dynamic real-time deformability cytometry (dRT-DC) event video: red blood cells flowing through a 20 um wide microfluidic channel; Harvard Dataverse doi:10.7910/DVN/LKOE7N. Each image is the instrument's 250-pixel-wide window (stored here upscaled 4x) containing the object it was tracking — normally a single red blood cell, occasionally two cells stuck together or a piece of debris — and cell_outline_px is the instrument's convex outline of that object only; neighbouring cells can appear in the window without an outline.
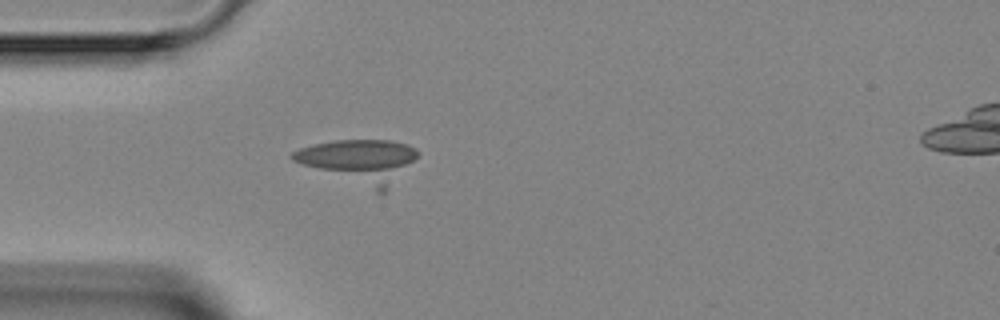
{"species": "Egyptian fruit bat (a non-hibernating species)", "species_latin": "Rousettus aegyptiacus", "temperature_condition": "room temperature", "stored_images_in_passage": 4, "camera_frame_rate_fps": 3000, "um_per_image_px": 0.085, "animal": {"sex": "female"}, "frame": {"image": 1, "passage_image": 4, "time_ms": 4.333, "image_size_px": [1000, 320], "cell_outline_px": [[420, 156], [384, 192], [376, 192], [292, 160], [288, 156], [292, 152], [300, 148], [316, 144], [336, 140], [388, 140], [408, 144], [416, 148], [420, 152]], "centroid_in_image_um": [30.6, 13.68], "position_along_channel_um": 54.4, "area_um2": 31.33}}